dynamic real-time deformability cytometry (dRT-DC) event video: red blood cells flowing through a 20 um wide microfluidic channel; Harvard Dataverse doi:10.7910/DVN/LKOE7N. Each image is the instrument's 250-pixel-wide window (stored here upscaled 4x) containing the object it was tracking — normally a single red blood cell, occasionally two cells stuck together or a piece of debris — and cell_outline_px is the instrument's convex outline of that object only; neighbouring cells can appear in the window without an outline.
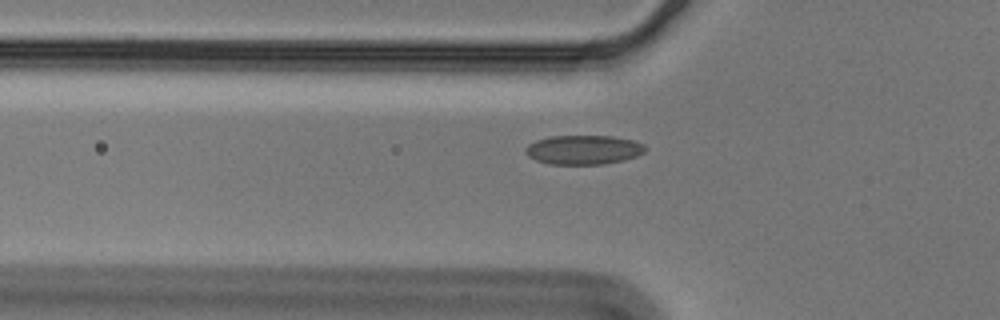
{"species": "Egyptian fruit bat (a non-hibernating species)", "species_latin": "Rousettus aegyptiacus", "temperature_condition": "cold", "stored_images_in_passage": 42, "camera_frame_rate_fps": 3000, "um_per_image_px": 0.085, "animal": {"sex": "male"}, "frame": {"image": 1, "passage_image": 6, "time_ms": 1.667, "image_size_px": [1000, 320], "cell_outline_px": [[648, 148], [644, 152], [636, 156], [624, 160], [604, 164], [548, 164], [536, 160], [528, 156], [524, 152], [524, 148], [528, 144], [536, 140], [552, 136], [612, 136], [632, 140], [644, 144]], "centroid_in_image_um": [49.59, 12.73], "position_along_channel_um": 76.2, "area_um2": 20.52}}
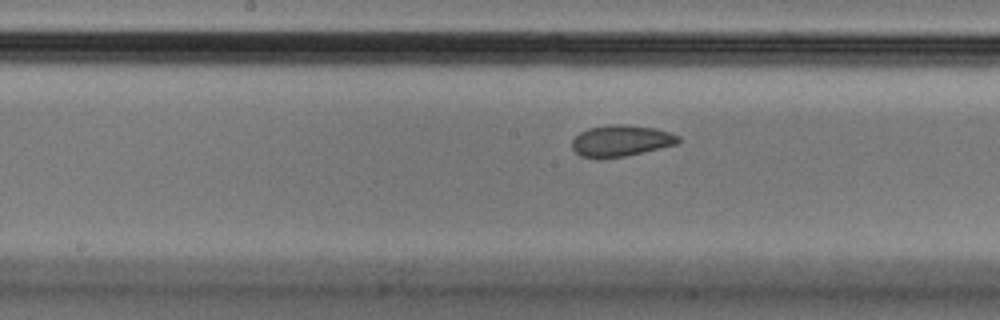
{"frame": {"image": 2, "passage_image": 16, "time_ms": 5.0, "image_size_px": [1000, 320], "cell_outline_px": [[680, 140], [676, 144], [628, 156], [596, 160], [580, 156], [572, 148], [572, 140], [580, 132], [588, 128], [612, 124], [624, 124], [656, 128], [680, 136]], "centroid_in_image_um": [52.75, 11.98], "position_along_channel_um": 195.5, "area_um2": 19.71}}
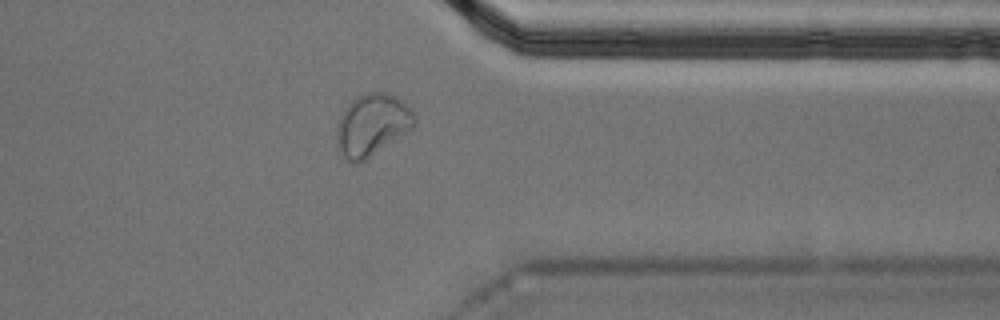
{"frame": {"image": 3, "passage_image": 32, "time_ms": 10.333, "image_size_px": [1000, 320], "cell_outline_px": [[416, 124], [412, 128], [364, 160], [356, 164], [348, 160], [344, 156], [336, 144], [336, 128], [340, 116], [344, 108], [356, 96], [368, 92], [384, 92], [400, 100], [412, 108], [416, 116]], "centroid_in_image_um": [31.61, 10.59], "position_along_channel_um": 379.8, "area_um2": 27.8}}